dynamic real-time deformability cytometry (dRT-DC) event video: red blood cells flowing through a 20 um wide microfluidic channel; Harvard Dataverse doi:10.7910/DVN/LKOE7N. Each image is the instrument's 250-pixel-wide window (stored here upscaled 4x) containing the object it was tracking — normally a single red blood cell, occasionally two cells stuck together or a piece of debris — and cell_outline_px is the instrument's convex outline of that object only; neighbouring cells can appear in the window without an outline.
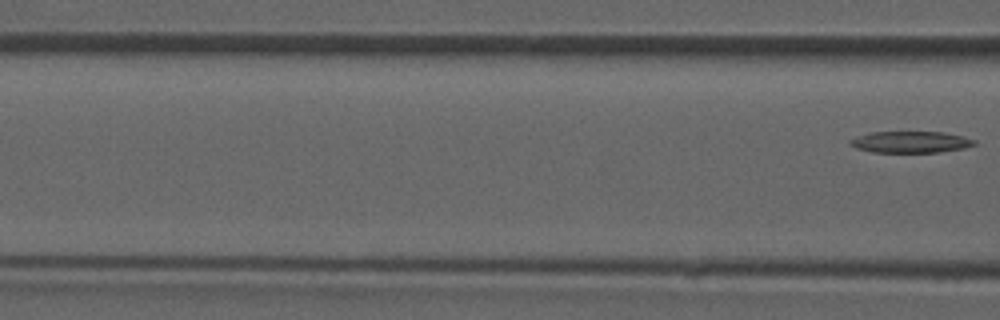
{"species": "common noctule bat (a hibernating species)", "species_latin": "Nyctalus noctula", "temperature_condition": "room temperature", "stored_images_in_passage": 7, "camera_frame_rate_fps": 3000, "um_per_image_px": 0.085, "animal": {"sex": "male", "forearm_length_mm": 52.5}, "frame": {"image": 1, "passage_image": 7, "time_ms": 7.667, "image_size_px": [1000, 320], "cell_outline_px": [[976, 144], [964, 148], [940, 152], [872, 152], [856, 148], [848, 144], [848, 140], [872, 132], [944, 132], [964, 136], [976, 140]], "centroid_in_image_um": [77.42, 12.07], "position_along_channel_um": 89.2, "area_um2": 15.55}}